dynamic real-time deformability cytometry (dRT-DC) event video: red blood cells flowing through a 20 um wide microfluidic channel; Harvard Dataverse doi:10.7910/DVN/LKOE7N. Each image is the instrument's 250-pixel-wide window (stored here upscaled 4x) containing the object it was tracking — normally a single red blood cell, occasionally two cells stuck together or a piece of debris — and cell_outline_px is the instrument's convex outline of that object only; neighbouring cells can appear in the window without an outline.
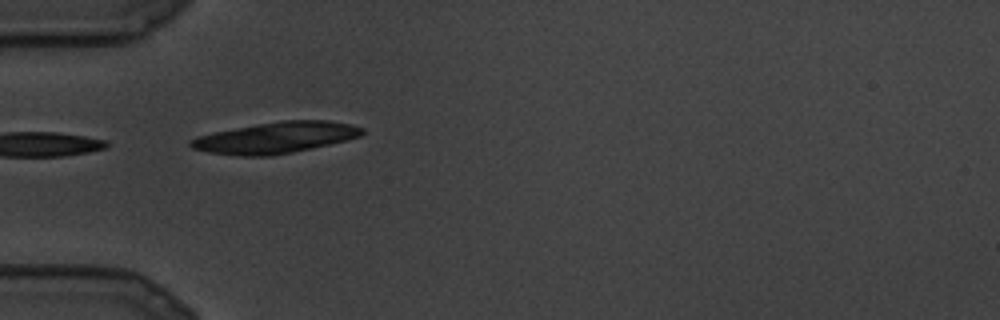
{"species": "common noctule bat (a hibernating species)", "species_latin": "Nyctalus noctula", "temperature_condition": "cold", "stored_images_in_passage": 14, "camera_frame_rate_fps": 3000, "um_per_image_px": 0.085, "animal": {"sex": "male", "body_mass_g": 19.5, "forearm_length_mm": 54.6}, "frame": {"image": 1, "passage_image": 7, "time_ms": 2.0, "image_size_px": [1000, 320], "cell_outline_px": [[364, 132], [360, 136], [348, 140], [312, 148], [272, 156], [236, 156], [208, 152], [192, 148], [188, 144], [188, 140], [196, 136], [256, 124], [280, 120], [328, 120], [352, 124], [364, 128]], "centroid_in_image_um": [23.44, 11.7], "position_along_channel_um": 61.6, "area_um2": 31.33}}